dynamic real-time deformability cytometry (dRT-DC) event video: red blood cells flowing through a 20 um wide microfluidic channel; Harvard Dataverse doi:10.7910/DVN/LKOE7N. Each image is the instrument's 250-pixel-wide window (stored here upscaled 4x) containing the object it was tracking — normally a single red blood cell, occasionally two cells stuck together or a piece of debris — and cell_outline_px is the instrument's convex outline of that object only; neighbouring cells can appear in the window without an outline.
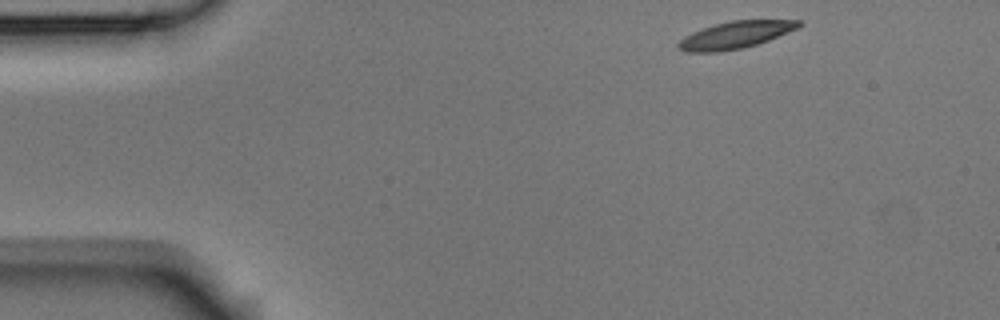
{"species": "Egyptian fruit bat (a non-hibernating species)", "species_latin": "Rousettus aegyptiacus", "temperature_condition": "room temperature", "stored_images_in_passage": 7, "camera_frame_rate_fps": 3000, "um_per_image_px": 0.085, "animal": {"sex": "male"}, "frame": {"image": 1, "passage_image": 1, "time_ms": 0.0, "image_size_px": [1000, 320], "cell_outline_px": [[804, 24], [796, 28], [768, 40], [756, 44], [740, 48], [720, 52], [684, 52], [676, 48], [676, 44], [684, 36], [692, 32], [728, 20], [804, 20]], "centroid_in_image_um": [62.46, 2.97], "position_along_channel_um": 22.5, "area_um2": 18.96}}
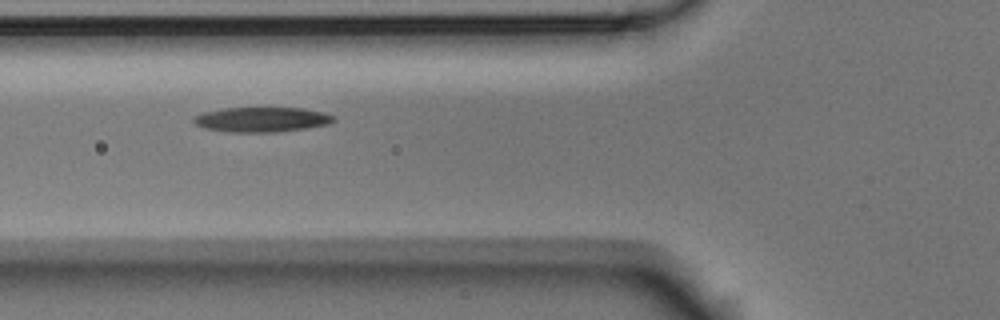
{"frame": {"image": 2, "passage_image": 4, "time_ms": 1.0, "image_size_px": [1000, 320], "cell_outline_px": [[336, 120], [328, 124], [304, 128], [276, 132], [228, 132], [204, 128], [196, 124], [192, 120], [196, 116], [204, 112], [224, 108], [304, 108], [324, 112], [336, 116]], "centroid_in_image_um": [22.28, 10.16], "position_along_channel_um": 103.5, "area_um2": 20.23}}
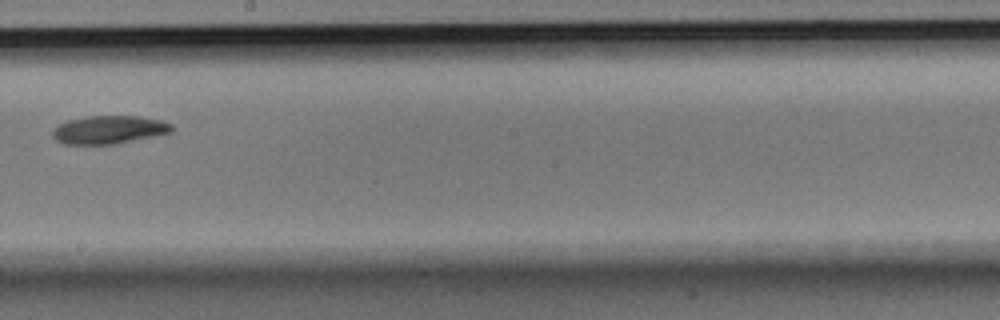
{"frame": {"image": 3, "passage_image": 7, "time_ms": 2.0, "image_size_px": [1000, 320], "cell_outline_px": [[176, 128], [172, 132], [116, 144], [64, 144], [56, 140], [52, 136], [52, 132], [60, 124], [68, 120], [88, 116], [140, 116], [160, 120], [172, 124]], "centroid_in_image_um": [9.3, 11.03], "position_along_channel_um": 238.9, "area_um2": 19.54}}